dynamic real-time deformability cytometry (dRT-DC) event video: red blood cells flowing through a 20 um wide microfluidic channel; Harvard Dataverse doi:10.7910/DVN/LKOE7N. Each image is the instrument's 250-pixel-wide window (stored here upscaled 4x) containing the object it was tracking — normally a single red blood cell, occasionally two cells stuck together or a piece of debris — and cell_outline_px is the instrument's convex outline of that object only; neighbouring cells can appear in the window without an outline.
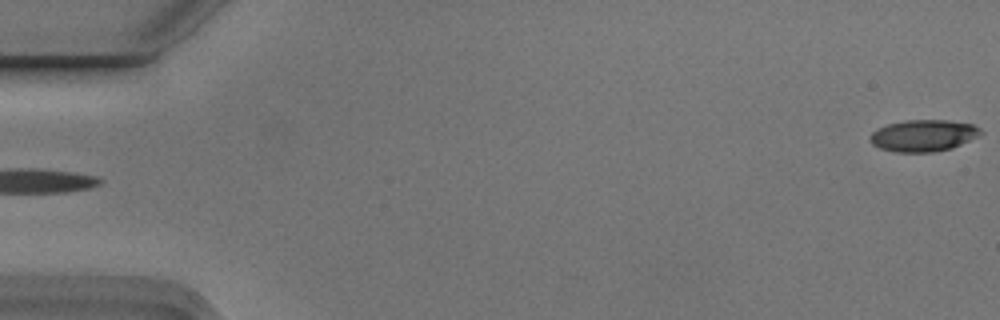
{"species": "Egyptian fruit bat (a non-hibernating species)", "species_latin": "Rousettus aegyptiacus", "temperature_condition": "cold", "stored_images_in_passage": 5, "segment_of_instrument_passage": [2, 2], "camera_frame_rate_fps": 3000, "um_per_image_px": 0.085, "animal": {"sex": "male"}, "frame": {"image": 1, "passage_image": 5, "time_ms": 1.333, "image_size_px": [1000, 320], "cell_outline_px": [[984, 132], [952, 148], [932, 152], [896, 152], [880, 148], [872, 144], [872, 132], [876, 128], [888, 124], [904, 120], [948, 120], [972, 124], [980, 128]], "centroid_in_image_um": [78.48, 11.51], "position_along_channel_um": 6.5, "area_um2": 20.23}}